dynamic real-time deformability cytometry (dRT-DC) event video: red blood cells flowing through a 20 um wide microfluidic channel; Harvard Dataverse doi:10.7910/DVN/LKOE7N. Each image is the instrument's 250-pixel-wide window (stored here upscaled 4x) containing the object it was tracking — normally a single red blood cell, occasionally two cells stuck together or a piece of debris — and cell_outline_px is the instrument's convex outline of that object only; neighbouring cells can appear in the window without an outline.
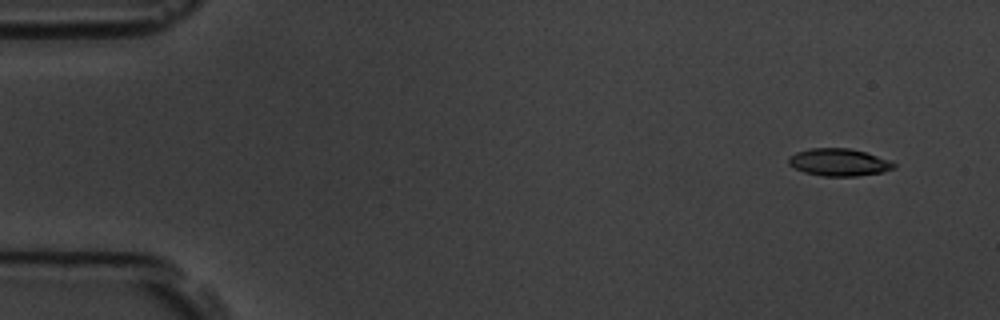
{"species": "common noctule bat (a hibernating species)", "species_latin": "Nyctalus noctula", "temperature_condition": "room temperature", "stored_images_in_passage": 4, "camera_frame_rate_fps": 3000, "um_per_image_px": 0.085, "animal": {"sex": "male", "body_mass_g": 19.5, "forearm_length_mm": 54.6}, "frame": {"image": 1, "passage_image": 1, "time_ms": 0.0, "image_size_px": [1000, 320], "cell_outline_px": [[896, 168], [880, 172], [856, 176], [824, 176], [804, 172], [788, 164], [788, 156], [796, 152], [808, 148], [848, 148], [864, 152], [888, 160], [896, 164]], "centroid_in_image_um": [71.27, 13.79], "position_along_channel_um": 13.7, "area_um2": 16.65}}
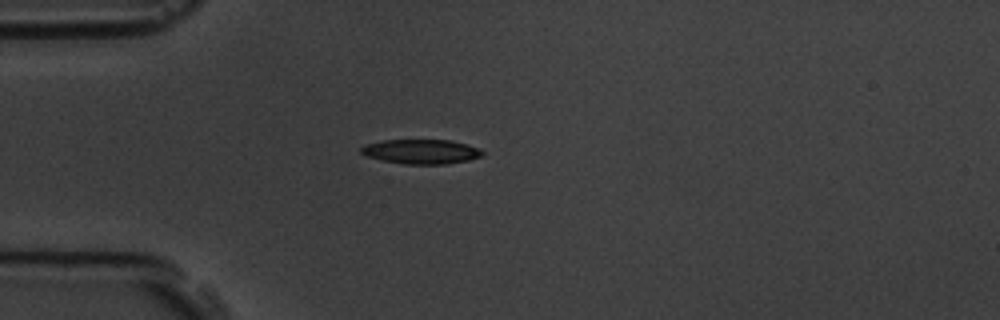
{"frame": {"image": 2, "passage_image": 4, "time_ms": 3.667, "image_size_px": [1000, 320], "cell_outline_px": [[484, 152], [480, 156], [468, 160], [444, 164], [404, 164], [380, 160], [364, 156], [360, 152], [360, 148], [364, 144], [384, 140], [452, 140], [468, 144]], "centroid_in_image_um": [35.73, 12.88], "position_along_channel_um": 49.3, "area_um2": 17.4}}